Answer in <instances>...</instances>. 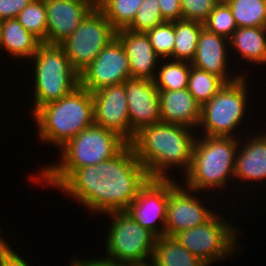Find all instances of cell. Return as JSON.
I'll list each match as a JSON object with an SVG mask.
<instances>
[{"label":"cell","mask_w":266,"mask_h":266,"mask_svg":"<svg viewBox=\"0 0 266 266\" xmlns=\"http://www.w3.org/2000/svg\"><path fill=\"white\" fill-rule=\"evenodd\" d=\"M116 37L124 46L131 78L153 80L156 75V64L161 62V58L153 50L148 35L124 28L116 32Z\"/></svg>","instance_id":"cell-18"},{"label":"cell","mask_w":266,"mask_h":266,"mask_svg":"<svg viewBox=\"0 0 266 266\" xmlns=\"http://www.w3.org/2000/svg\"><path fill=\"white\" fill-rule=\"evenodd\" d=\"M218 212L205 224L178 232L173 237L190 253L211 265L219 259L233 258L239 230ZM235 250V251H234Z\"/></svg>","instance_id":"cell-9"},{"label":"cell","mask_w":266,"mask_h":266,"mask_svg":"<svg viewBox=\"0 0 266 266\" xmlns=\"http://www.w3.org/2000/svg\"><path fill=\"white\" fill-rule=\"evenodd\" d=\"M129 78V61L124 46L116 37L79 74V85L92 93L106 86L122 84Z\"/></svg>","instance_id":"cell-11"},{"label":"cell","mask_w":266,"mask_h":266,"mask_svg":"<svg viewBox=\"0 0 266 266\" xmlns=\"http://www.w3.org/2000/svg\"><path fill=\"white\" fill-rule=\"evenodd\" d=\"M126 266H155L151 261L145 263L128 264Z\"/></svg>","instance_id":"cell-38"},{"label":"cell","mask_w":266,"mask_h":266,"mask_svg":"<svg viewBox=\"0 0 266 266\" xmlns=\"http://www.w3.org/2000/svg\"><path fill=\"white\" fill-rule=\"evenodd\" d=\"M227 42L229 39L203 28L198 38L194 58L190 62L191 65L220 77L225 83L236 81L242 73L235 74L233 77V74L230 76L227 72L229 71Z\"/></svg>","instance_id":"cell-17"},{"label":"cell","mask_w":266,"mask_h":266,"mask_svg":"<svg viewBox=\"0 0 266 266\" xmlns=\"http://www.w3.org/2000/svg\"><path fill=\"white\" fill-rule=\"evenodd\" d=\"M1 31H2V21H0V45H1Z\"/></svg>","instance_id":"cell-40"},{"label":"cell","mask_w":266,"mask_h":266,"mask_svg":"<svg viewBox=\"0 0 266 266\" xmlns=\"http://www.w3.org/2000/svg\"><path fill=\"white\" fill-rule=\"evenodd\" d=\"M117 30L95 6L76 30L59 45L64 49L73 69L80 74L98 53L116 38Z\"/></svg>","instance_id":"cell-10"},{"label":"cell","mask_w":266,"mask_h":266,"mask_svg":"<svg viewBox=\"0 0 266 266\" xmlns=\"http://www.w3.org/2000/svg\"><path fill=\"white\" fill-rule=\"evenodd\" d=\"M224 84L220 77L191 66L187 89L201 106L210 101Z\"/></svg>","instance_id":"cell-28"},{"label":"cell","mask_w":266,"mask_h":266,"mask_svg":"<svg viewBox=\"0 0 266 266\" xmlns=\"http://www.w3.org/2000/svg\"><path fill=\"white\" fill-rule=\"evenodd\" d=\"M32 58L35 69L33 115L40 107L60 100L78 87L79 74L59 44L42 43Z\"/></svg>","instance_id":"cell-6"},{"label":"cell","mask_w":266,"mask_h":266,"mask_svg":"<svg viewBox=\"0 0 266 266\" xmlns=\"http://www.w3.org/2000/svg\"><path fill=\"white\" fill-rule=\"evenodd\" d=\"M80 266H122L118 264L116 261L110 259L109 257L101 258V259H74Z\"/></svg>","instance_id":"cell-37"},{"label":"cell","mask_w":266,"mask_h":266,"mask_svg":"<svg viewBox=\"0 0 266 266\" xmlns=\"http://www.w3.org/2000/svg\"><path fill=\"white\" fill-rule=\"evenodd\" d=\"M195 140L188 126L158 122L142 128L130 144L150 178L166 179L171 178L169 167L182 168L184 174L189 170Z\"/></svg>","instance_id":"cell-2"},{"label":"cell","mask_w":266,"mask_h":266,"mask_svg":"<svg viewBox=\"0 0 266 266\" xmlns=\"http://www.w3.org/2000/svg\"><path fill=\"white\" fill-rule=\"evenodd\" d=\"M151 262L155 266H208L174 237L165 235L156 239Z\"/></svg>","instance_id":"cell-23"},{"label":"cell","mask_w":266,"mask_h":266,"mask_svg":"<svg viewBox=\"0 0 266 266\" xmlns=\"http://www.w3.org/2000/svg\"><path fill=\"white\" fill-rule=\"evenodd\" d=\"M32 0H0V21L16 18Z\"/></svg>","instance_id":"cell-35"},{"label":"cell","mask_w":266,"mask_h":266,"mask_svg":"<svg viewBox=\"0 0 266 266\" xmlns=\"http://www.w3.org/2000/svg\"><path fill=\"white\" fill-rule=\"evenodd\" d=\"M243 75L232 83H225L218 93L201 106L202 136L235 137L232 134L244 119L247 106V79Z\"/></svg>","instance_id":"cell-7"},{"label":"cell","mask_w":266,"mask_h":266,"mask_svg":"<svg viewBox=\"0 0 266 266\" xmlns=\"http://www.w3.org/2000/svg\"><path fill=\"white\" fill-rule=\"evenodd\" d=\"M94 124L113 131L130 144V121L125 82L92 92Z\"/></svg>","instance_id":"cell-14"},{"label":"cell","mask_w":266,"mask_h":266,"mask_svg":"<svg viewBox=\"0 0 266 266\" xmlns=\"http://www.w3.org/2000/svg\"><path fill=\"white\" fill-rule=\"evenodd\" d=\"M152 48L160 58H173L175 43L174 21H164L146 32Z\"/></svg>","instance_id":"cell-31"},{"label":"cell","mask_w":266,"mask_h":266,"mask_svg":"<svg viewBox=\"0 0 266 266\" xmlns=\"http://www.w3.org/2000/svg\"><path fill=\"white\" fill-rule=\"evenodd\" d=\"M150 179L131 144L113 158L76 169L58 188L101 215L125 211Z\"/></svg>","instance_id":"cell-1"},{"label":"cell","mask_w":266,"mask_h":266,"mask_svg":"<svg viewBox=\"0 0 266 266\" xmlns=\"http://www.w3.org/2000/svg\"><path fill=\"white\" fill-rule=\"evenodd\" d=\"M105 215L112 218L108 238L104 242L106 257L122 266L151 261L157 237L135 222L126 211H114Z\"/></svg>","instance_id":"cell-8"},{"label":"cell","mask_w":266,"mask_h":266,"mask_svg":"<svg viewBox=\"0 0 266 266\" xmlns=\"http://www.w3.org/2000/svg\"><path fill=\"white\" fill-rule=\"evenodd\" d=\"M33 116L39 139L60 149L94 124L92 93L79 85L60 100L40 107Z\"/></svg>","instance_id":"cell-4"},{"label":"cell","mask_w":266,"mask_h":266,"mask_svg":"<svg viewBox=\"0 0 266 266\" xmlns=\"http://www.w3.org/2000/svg\"><path fill=\"white\" fill-rule=\"evenodd\" d=\"M128 143L113 131L93 124L60 148V162L45 165L33 182L59 187L76 169L99 164L117 155ZM34 176V177H33ZM41 176V177H40ZM38 177V178H37ZM43 179V180H42ZM41 180V181H40Z\"/></svg>","instance_id":"cell-3"},{"label":"cell","mask_w":266,"mask_h":266,"mask_svg":"<svg viewBox=\"0 0 266 266\" xmlns=\"http://www.w3.org/2000/svg\"><path fill=\"white\" fill-rule=\"evenodd\" d=\"M153 79L158 90H181L188 86L191 63L188 61H169L159 65Z\"/></svg>","instance_id":"cell-25"},{"label":"cell","mask_w":266,"mask_h":266,"mask_svg":"<svg viewBox=\"0 0 266 266\" xmlns=\"http://www.w3.org/2000/svg\"><path fill=\"white\" fill-rule=\"evenodd\" d=\"M70 266H80V265L73 259V261H72Z\"/></svg>","instance_id":"cell-39"},{"label":"cell","mask_w":266,"mask_h":266,"mask_svg":"<svg viewBox=\"0 0 266 266\" xmlns=\"http://www.w3.org/2000/svg\"><path fill=\"white\" fill-rule=\"evenodd\" d=\"M16 18L27 31L47 44V15L44 0H32Z\"/></svg>","instance_id":"cell-29"},{"label":"cell","mask_w":266,"mask_h":266,"mask_svg":"<svg viewBox=\"0 0 266 266\" xmlns=\"http://www.w3.org/2000/svg\"><path fill=\"white\" fill-rule=\"evenodd\" d=\"M218 0H180L182 20L204 23Z\"/></svg>","instance_id":"cell-33"},{"label":"cell","mask_w":266,"mask_h":266,"mask_svg":"<svg viewBox=\"0 0 266 266\" xmlns=\"http://www.w3.org/2000/svg\"><path fill=\"white\" fill-rule=\"evenodd\" d=\"M164 21L160 13L158 0H143L137 9L134 20L126 29L146 33Z\"/></svg>","instance_id":"cell-32"},{"label":"cell","mask_w":266,"mask_h":266,"mask_svg":"<svg viewBox=\"0 0 266 266\" xmlns=\"http://www.w3.org/2000/svg\"><path fill=\"white\" fill-rule=\"evenodd\" d=\"M177 182L170 178L165 219V236L169 237H173L180 231L203 225L217 213L213 209H208L204 203L202 204L201 197L195 194L197 191Z\"/></svg>","instance_id":"cell-12"},{"label":"cell","mask_w":266,"mask_h":266,"mask_svg":"<svg viewBox=\"0 0 266 266\" xmlns=\"http://www.w3.org/2000/svg\"><path fill=\"white\" fill-rule=\"evenodd\" d=\"M261 134L246 139L242 146L239 144L241 148L236 154L233 180H248V182L266 180V133Z\"/></svg>","instance_id":"cell-20"},{"label":"cell","mask_w":266,"mask_h":266,"mask_svg":"<svg viewBox=\"0 0 266 266\" xmlns=\"http://www.w3.org/2000/svg\"><path fill=\"white\" fill-rule=\"evenodd\" d=\"M227 44L239 52L240 59L254 64L266 63V27H239Z\"/></svg>","instance_id":"cell-22"},{"label":"cell","mask_w":266,"mask_h":266,"mask_svg":"<svg viewBox=\"0 0 266 266\" xmlns=\"http://www.w3.org/2000/svg\"><path fill=\"white\" fill-rule=\"evenodd\" d=\"M169 193L170 178H150L125 211L135 222L151 231L157 238L164 236Z\"/></svg>","instance_id":"cell-13"},{"label":"cell","mask_w":266,"mask_h":266,"mask_svg":"<svg viewBox=\"0 0 266 266\" xmlns=\"http://www.w3.org/2000/svg\"><path fill=\"white\" fill-rule=\"evenodd\" d=\"M219 2H226V1H228V0H218Z\"/></svg>","instance_id":"cell-41"},{"label":"cell","mask_w":266,"mask_h":266,"mask_svg":"<svg viewBox=\"0 0 266 266\" xmlns=\"http://www.w3.org/2000/svg\"><path fill=\"white\" fill-rule=\"evenodd\" d=\"M209 32L221 35L229 39L238 28L232 11L226 2H219L208 15L203 23Z\"/></svg>","instance_id":"cell-30"},{"label":"cell","mask_w":266,"mask_h":266,"mask_svg":"<svg viewBox=\"0 0 266 266\" xmlns=\"http://www.w3.org/2000/svg\"><path fill=\"white\" fill-rule=\"evenodd\" d=\"M2 230L0 227V266H29L28 262L7 244L4 237H1Z\"/></svg>","instance_id":"cell-34"},{"label":"cell","mask_w":266,"mask_h":266,"mask_svg":"<svg viewBox=\"0 0 266 266\" xmlns=\"http://www.w3.org/2000/svg\"><path fill=\"white\" fill-rule=\"evenodd\" d=\"M160 13L165 21L182 20L180 0H158Z\"/></svg>","instance_id":"cell-36"},{"label":"cell","mask_w":266,"mask_h":266,"mask_svg":"<svg viewBox=\"0 0 266 266\" xmlns=\"http://www.w3.org/2000/svg\"><path fill=\"white\" fill-rule=\"evenodd\" d=\"M203 23L190 20L174 21L175 43L173 60L191 62L194 58Z\"/></svg>","instance_id":"cell-24"},{"label":"cell","mask_w":266,"mask_h":266,"mask_svg":"<svg viewBox=\"0 0 266 266\" xmlns=\"http://www.w3.org/2000/svg\"><path fill=\"white\" fill-rule=\"evenodd\" d=\"M237 27H266V0H228Z\"/></svg>","instance_id":"cell-27"},{"label":"cell","mask_w":266,"mask_h":266,"mask_svg":"<svg viewBox=\"0 0 266 266\" xmlns=\"http://www.w3.org/2000/svg\"><path fill=\"white\" fill-rule=\"evenodd\" d=\"M125 91L130 121V143L142 128L161 122L159 90L153 80L129 78Z\"/></svg>","instance_id":"cell-15"},{"label":"cell","mask_w":266,"mask_h":266,"mask_svg":"<svg viewBox=\"0 0 266 266\" xmlns=\"http://www.w3.org/2000/svg\"><path fill=\"white\" fill-rule=\"evenodd\" d=\"M142 2L143 0H98L96 7L118 31L132 23Z\"/></svg>","instance_id":"cell-26"},{"label":"cell","mask_w":266,"mask_h":266,"mask_svg":"<svg viewBox=\"0 0 266 266\" xmlns=\"http://www.w3.org/2000/svg\"><path fill=\"white\" fill-rule=\"evenodd\" d=\"M44 1L47 15V44H60L96 6L93 0Z\"/></svg>","instance_id":"cell-16"},{"label":"cell","mask_w":266,"mask_h":266,"mask_svg":"<svg viewBox=\"0 0 266 266\" xmlns=\"http://www.w3.org/2000/svg\"><path fill=\"white\" fill-rule=\"evenodd\" d=\"M203 137H196L191 165L183 183L198 193L209 188L221 190L228 179L235 176L236 154L241 144L234 137Z\"/></svg>","instance_id":"cell-5"},{"label":"cell","mask_w":266,"mask_h":266,"mask_svg":"<svg viewBox=\"0 0 266 266\" xmlns=\"http://www.w3.org/2000/svg\"><path fill=\"white\" fill-rule=\"evenodd\" d=\"M42 43L38 37L27 31L17 18L2 21L0 49H5L10 55L32 60Z\"/></svg>","instance_id":"cell-21"},{"label":"cell","mask_w":266,"mask_h":266,"mask_svg":"<svg viewBox=\"0 0 266 266\" xmlns=\"http://www.w3.org/2000/svg\"><path fill=\"white\" fill-rule=\"evenodd\" d=\"M161 122L199 128L201 105L189 90H159Z\"/></svg>","instance_id":"cell-19"}]
</instances>
